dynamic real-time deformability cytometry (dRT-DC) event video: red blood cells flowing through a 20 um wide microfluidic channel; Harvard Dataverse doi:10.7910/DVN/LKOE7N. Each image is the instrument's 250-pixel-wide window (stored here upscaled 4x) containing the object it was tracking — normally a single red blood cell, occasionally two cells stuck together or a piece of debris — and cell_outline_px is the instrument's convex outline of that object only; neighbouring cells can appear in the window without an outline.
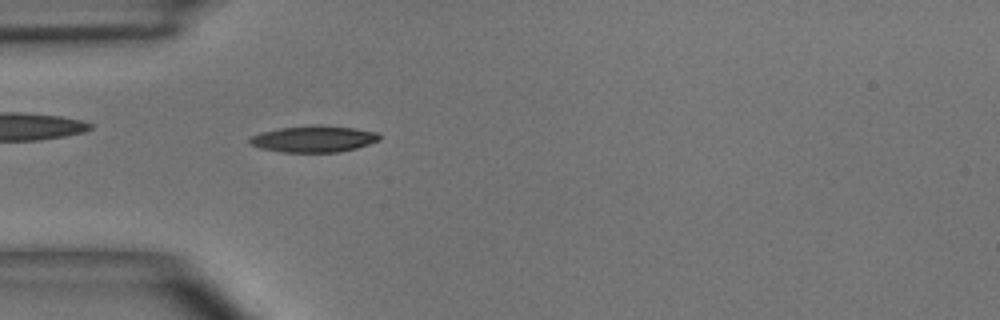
{"species": "common noctule bat (a hibernating species)", "species_latin": "Nyctalus noctula", "temperature_condition": "room temperature", "stored_images_in_passage": 4, "camera_frame_rate_fps": 3000, "um_per_image_px": 0.085, "animal": {"sex": "male", "body_mass_g": 15.6}, "frame": {"image": 1, "passage_image": 4, "time_ms": 3.667, "image_size_px": [1000, 320], "cell_outline_px": [[380, 140], [356, 148], [336, 152], [284, 152], [260, 148], [252, 144], [248, 140], [252, 136], [260, 132], [280, 128], [356, 128], [380, 132]], "centroid_in_image_um": [26.69, 11.85], "position_along_channel_um": 58.3, "area_um2": 18.96}}